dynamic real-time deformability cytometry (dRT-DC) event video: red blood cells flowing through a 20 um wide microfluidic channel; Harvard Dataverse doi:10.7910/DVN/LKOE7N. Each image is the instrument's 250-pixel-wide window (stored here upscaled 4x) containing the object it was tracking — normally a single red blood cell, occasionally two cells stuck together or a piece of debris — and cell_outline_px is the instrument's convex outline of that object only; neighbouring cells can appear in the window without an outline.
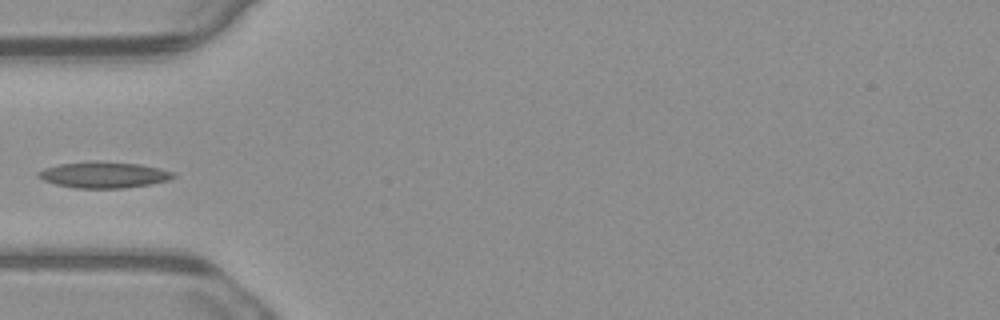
{"species": "common noctule bat (a hibernating species)", "species_latin": "Nyctalus noctula", "temperature_condition": "warm", "stored_images_in_passage": 5, "camera_frame_rate_fps": 3000, "um_per_image_px": 0.085, "animal": {"sex": "male", "body_mass_g": 23.1, "forearm_length_mm": 52.7}, "frame": {"image": 1, "passage_image": 5, "time_ms": 1.333, "image_size_px": [1000, 320], "cell_outline_px": [[176, 176], [168, 180], [152, 184], [124, 188], [76, 188], [56, 184], [44, 180], [36, 176], [36, 172], [44, 168], [60, 164], [92, 160], [96, 160], [140, 164], [160, 168], [176, 172]], "centroid_in_image_um": [8.84, 14.85], "position_along_channel_um": 76.2, "area_um2": 20.87}}